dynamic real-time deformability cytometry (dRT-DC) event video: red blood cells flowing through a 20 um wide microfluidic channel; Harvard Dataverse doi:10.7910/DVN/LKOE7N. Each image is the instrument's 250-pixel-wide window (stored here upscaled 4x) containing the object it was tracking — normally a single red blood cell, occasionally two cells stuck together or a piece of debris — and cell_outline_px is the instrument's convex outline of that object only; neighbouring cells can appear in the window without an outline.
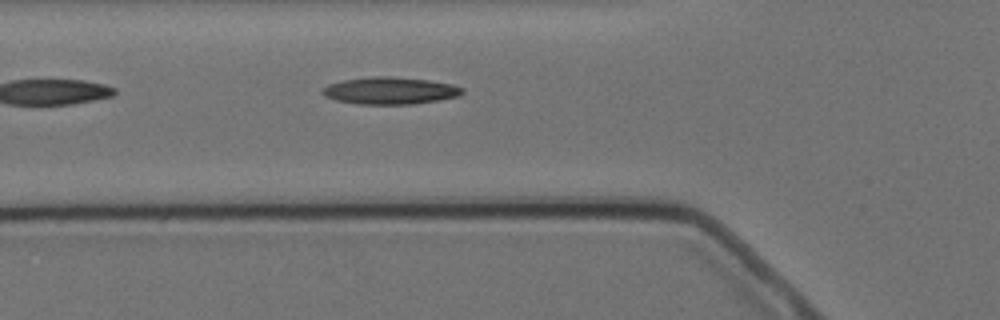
{"species": "Egyptian fruit bat (a non-hibernating species)", "species_latin": "Rousettus aegyptiacus", "temperature_condition": "cold", "stored_images_in_passage": 4, "camera_frame_rate_fps": 3000, "um_per_image_px": 0.085, "animal": {"sex": "female"}, "frame": {"image": 1, "passage_image": 4, "time_ms": 3.667, "image_size_px": [1000, 320], "cell_outline_px": [[464, 92], [460, 96], [440, 100], [412, 104], [360, 104], [336, 100], [324, 96], [320, 92], [320, 88], [328, 84], [344, 80], [372, 76], [388, 76], [428, 80], [452, 84], [464, 88]], "centroid_in_image_um": [33.15, 7.71], "position_along_channel_um": 92.7, "area_um2": 22.25}}